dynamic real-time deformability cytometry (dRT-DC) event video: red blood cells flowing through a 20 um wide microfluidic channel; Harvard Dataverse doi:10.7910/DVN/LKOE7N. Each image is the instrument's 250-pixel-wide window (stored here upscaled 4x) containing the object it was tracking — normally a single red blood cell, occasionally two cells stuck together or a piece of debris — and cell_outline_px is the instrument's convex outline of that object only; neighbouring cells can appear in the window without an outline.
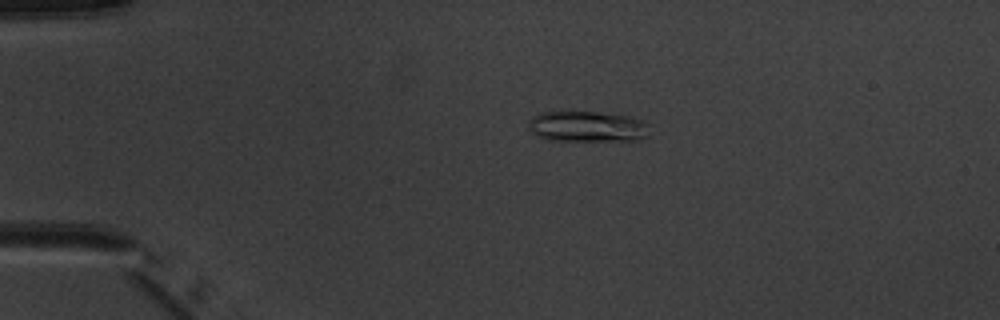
{"species": "common noctule bat (a hibernating species)", "species_latin": "Nyctalus noctula", "temperature_condition": "warm", "stored_images_in_passage": 3, "camera_frame_rate_fps": 3000, "um_per_image_px": 0.085, "animal": {"sex": "male", "body_mass_g": 20.1, "forearm_length_mm": 53.5}, "frame": {"image": 1, "passage_image": 2, "time_ms": 1.0, "image_size_px": [1000, 320], "cell_outline_px": [[648, 136], [636, 140], [548, 140], [536, 136], [528, 128], [528, 120], [532, 116], [540, 112], [596, 112], [628, 116], [644, 120], [648, 124]], "centroid_in_image_um": [49.89, 10.75], "position_along_channel_um": 35.1, "area_um2": 21.73}}